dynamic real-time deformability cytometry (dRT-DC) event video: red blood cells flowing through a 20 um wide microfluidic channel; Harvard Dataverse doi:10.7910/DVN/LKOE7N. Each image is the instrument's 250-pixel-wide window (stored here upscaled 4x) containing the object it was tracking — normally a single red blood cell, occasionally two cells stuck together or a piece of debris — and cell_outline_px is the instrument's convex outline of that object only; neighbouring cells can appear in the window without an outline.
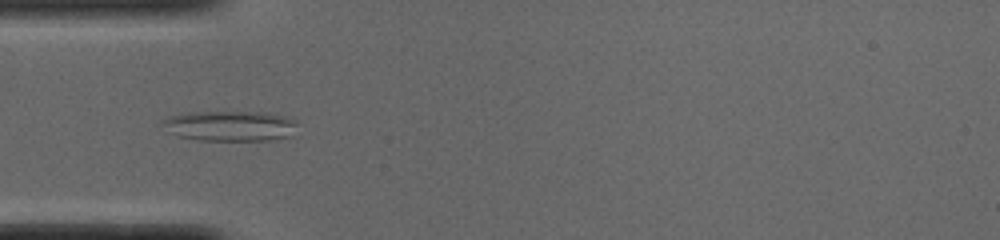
{"species": "common noctule bat (a hibernating species)", "species_latin": "Nyctalus noctula", "temperature_condition": "cold", "stored_images_in_passage": 50, "camera_frame_rate_fps": 3000, "um_per_image_px": 0.085, "animal": {"sex": "male", "body_mass_g": 19.0, "forearm_length_mm": 50.8}, "frame": {"image": 1, "passage_image": 14, "time_ms": 4.333, "image_size_px": [1000, 240], "cell_outline_px": [[296, 124], [292, 136], [268, 140], [200, 140], [176, 136], [168, 132], [156, 124], [160, 120], [168, 116], [180, 112], [268, 112], [284, 116], [296, 120]], "centroid_in_image_um": [19.44, 10.69], "position_along_channel_um": 65.6, "area_um2": 24.39}}
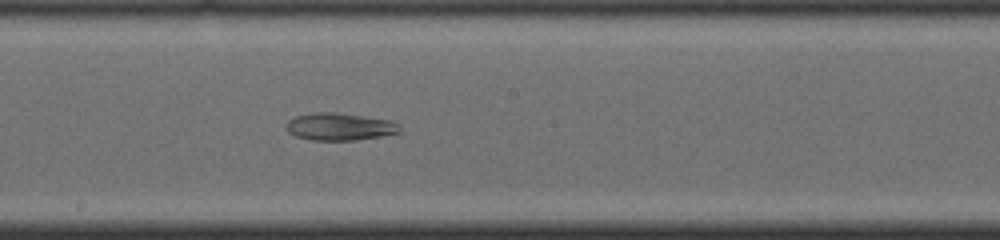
{"frame": {"image": 2, "passage_image": 26, "time_ms": 8.333, "image_size_px": [1000, 240], "cell_outline_px": [[400, 132], [380, 136], [356, 140], [312, 140], [296, 136], [288, 132], [284, 128], [284, 124], [288, 120], [296, 116], [312, 112], [336, 112], [392, 120], [400, 124]], "centroid_in_image_um": [28.84, 10.75], "position_along_channel_um": 219.4, "area_um2": 18.32}}
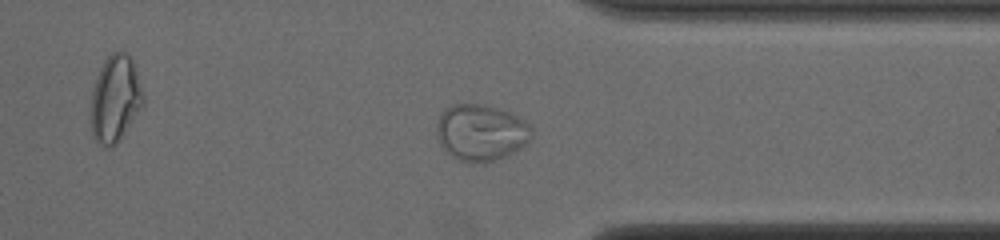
{"frame": {"image": 3, "passage_image": 38, "time_ms": 12.333, "image_size_px": [1000, 240], "cell_outline_px": [[532, 136], [520, 148], [504, 156], [492, 160], [456, 160], [444, 152], [436, 136], [436, 124], [444, 108], [452, 104], [484, 104], [508, 112], [532, 124]], "centroid_in_image_um": [40.84, 11.23], "position_along_channel_um": 370.6, "area_um2": 30.98}}